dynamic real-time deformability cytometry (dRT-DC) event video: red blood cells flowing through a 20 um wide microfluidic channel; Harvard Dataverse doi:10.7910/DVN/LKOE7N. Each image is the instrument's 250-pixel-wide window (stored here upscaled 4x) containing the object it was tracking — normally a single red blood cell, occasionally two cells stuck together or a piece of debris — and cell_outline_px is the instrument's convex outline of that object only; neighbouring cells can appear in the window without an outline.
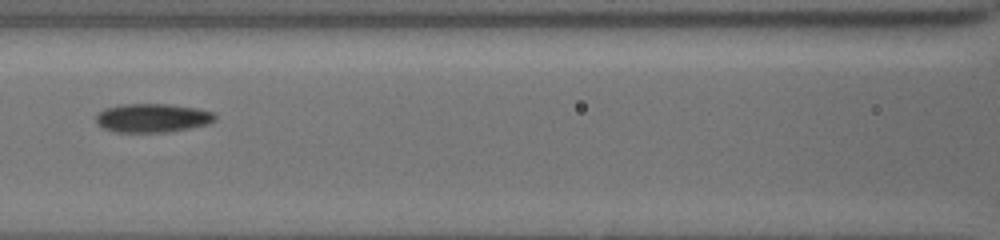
{"species": "common noctule bat (a hibernating species)", "species_latin": "Nyctalus noctula", "temperature_condition": "cold", "stored_images_in_passage": 10, "camera_frame_rate_fps": 3000, "um_per_image_px": 0.085, "animal": {"sex": "female", "body_mass_g": 19.5, "forearm_length_mm": 54.1}, "frame": {"image": 1, "passage_image": 10, "time_ms": 9.333, "image_size_px": [1000, 240], "cell_outline_px": [[216, 120], [208, 124], [172, 132], [116, 132], [104, 128], [96, 124], [96, 116], [104, 108], [120, 104], [168, 104], [196, 108], [212, 112], [216, 116]], "centroid_in_image_um": [12.95, 10.03], "position_along_channel_um": 153.6, "area_um2": 20.06}}